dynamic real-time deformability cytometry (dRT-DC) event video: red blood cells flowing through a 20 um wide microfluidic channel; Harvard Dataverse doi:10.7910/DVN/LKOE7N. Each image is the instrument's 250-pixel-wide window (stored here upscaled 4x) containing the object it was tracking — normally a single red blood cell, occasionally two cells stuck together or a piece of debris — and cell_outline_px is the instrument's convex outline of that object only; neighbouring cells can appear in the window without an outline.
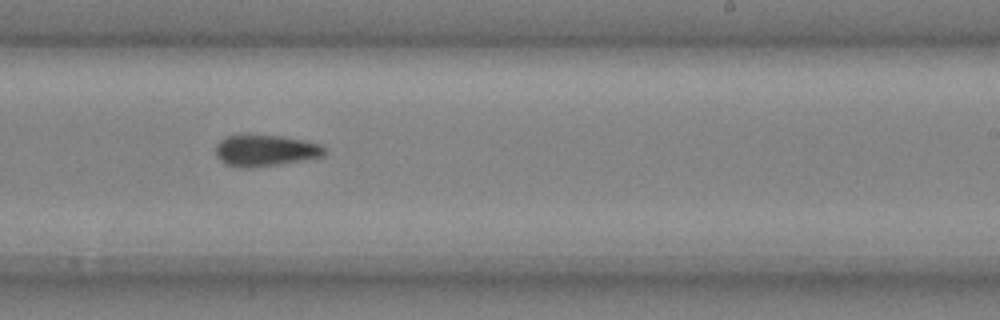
{"species": "common noctule bat (a hibernating species)", "species_latin": "Nyctalus noctula", "temperature_condition": "cold", "stored_images_in_passage": 35, "camera_frame_rate_fps": 3000, "um_per_image_px": 0.085, "animal": {"sex": "male", "body_mass_g": 20.4}, "frame": {"image": 1, "passage_image": 20, "time_ms": 6.333, "image_size_px": [1000, 320], "cell_outline_px": [[324, 156], [304, 160], [248, 168], [240, 168], [224, 164], [216, 156], [216, 144], [224, 136], [240, 132], [248, 132], [280, 136], [304, 140], [320, 144], [324, 148]], "centroid_in_image_um": [22.46, 12.75], "position_along_channel_um": 266.5, "area_um2": 20.58}}